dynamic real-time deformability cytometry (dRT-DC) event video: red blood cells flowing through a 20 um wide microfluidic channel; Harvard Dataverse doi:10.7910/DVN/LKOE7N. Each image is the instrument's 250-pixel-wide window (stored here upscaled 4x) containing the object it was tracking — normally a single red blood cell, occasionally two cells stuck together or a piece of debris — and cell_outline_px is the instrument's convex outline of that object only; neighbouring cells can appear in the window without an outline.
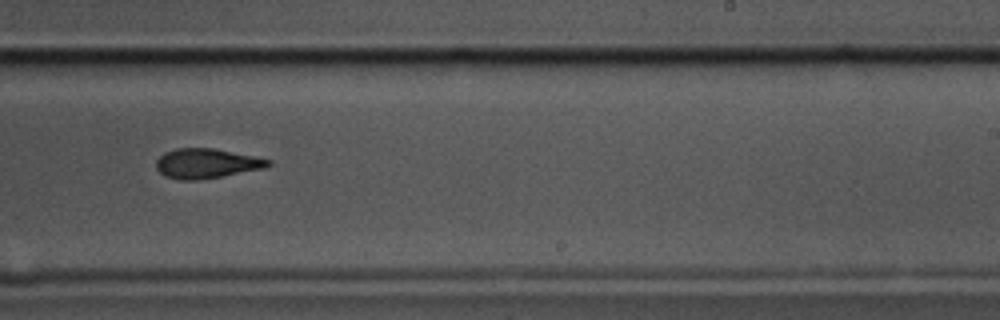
{"species": "common noctule bat (a hibernating species)", "species_latin": "Nyctalus noctula", "temperature_condition": "cold", "stored_images_in_passage": 52, "camera_frame_rate_fps": 3000, "um_per_image_px": 0.085, "animal": {"sex": "male", "body_mass_g": 17.5, "forearm_length_mm": 52.3}, "frame": {"image": 1, "passage_image": 30, "time_ms": 9.667, "image_size_px": [1000, 320], "cell_outline_px": [[272, 164], [264, 168], [220, 176], [196, 180], [180, 180], [164, 176], [156, 168], [156, 160], [164, 152], [176, 148], [212, 148], [272, 160]], "centroid_in_image_um": [17.51, 13.89], "position_along_channel_um": 271.5, "area_um2": 19.19}, "authors_computed_cell_mechanics": {"area_um2": 20.5768, "velocity_mm_per_s": 3.49, "shape_relaxation_time_tau1_ms": 5.0332, "shape_relaxation_time_tau2_ms": 5.2921, "deformation_change_tau1": 0.1622, "deformation_change_tau2": 0.1424}}